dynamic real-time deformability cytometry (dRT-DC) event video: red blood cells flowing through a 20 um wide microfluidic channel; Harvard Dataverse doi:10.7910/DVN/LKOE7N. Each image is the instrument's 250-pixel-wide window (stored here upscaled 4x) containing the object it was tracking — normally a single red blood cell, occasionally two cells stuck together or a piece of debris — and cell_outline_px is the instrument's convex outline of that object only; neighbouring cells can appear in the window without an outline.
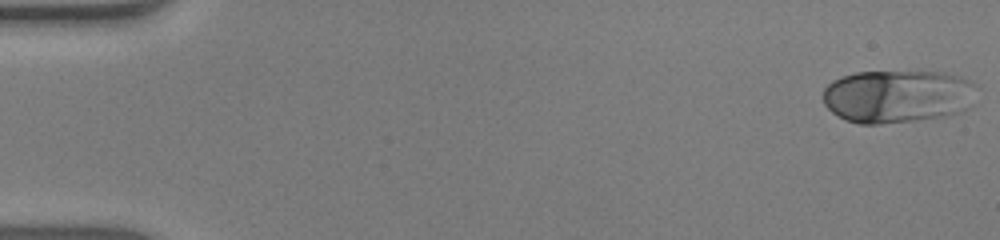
{"species": "human", "species_latin": "Homo sapiens", "temperature_condition": "warm", "stored_images_in_passage": 53, "camera_frame_rate_fps": 3000, "um_per_image_px": 0.085, "donor": {"sex": "male"}, "frame": {"image": 1, "passage_image": 1, "time_ms": 0.0, "image_size_px": [1000, 240], "cell_outline_px": [[980, 88], [972, 104], [968, 108], [952, 116], [880, 124], [860, 124], [844, 120], [832, 112], [824, 104], [824, 88], [832, 80], [856, 72], [944, 72], [960, 76], [976, 84]], "centroid_in_image_um": [76.36, 8.19], "position_along_channel_um": 8.6, "area_um2": 48.21}}
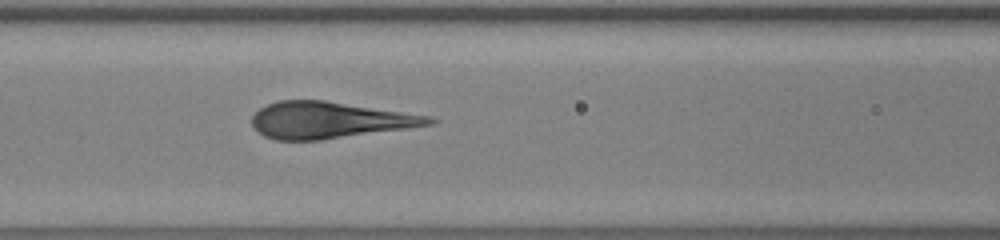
{"frame": {"image": 2, "passage_image": 23, "time_ms": 7.333, "image_size_px": [1000, 240], "cell_outline_px": [[440, 120], [436, 124], [408, 128], [320, 140], [276, 140], [264, 136], [252, 124], [252, 116], [260, 108], [268, 104], [280, 100], [324, 100], [428, 116]], "centroid_in_image_um": [28.01, 10.21], "position_along_channel_um": 138.6, "area_um2": 37.34}}
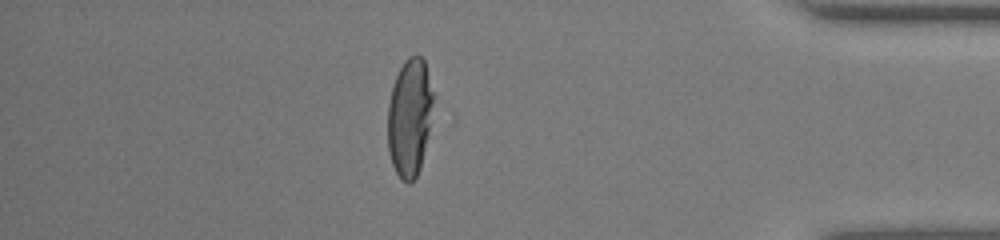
{"frame": {"image": 3, "passage_image": 46, "time_ms": 15.0, "image_size_px": [1000, 240], "cell_outline_px": [[432, 104], [428, 132], [420, 168], [416, 176], [408, 184], [400, 180], [392, 164], [388, 152], [388, 104], [392, 84], [404, 60], [408, 56], [416, 52], [424, 60], [432, 92]], "centroid_in_image_um": [34.78, 9.96], "position_along_channel_um": 400.4, "area_um2": 31.1}}